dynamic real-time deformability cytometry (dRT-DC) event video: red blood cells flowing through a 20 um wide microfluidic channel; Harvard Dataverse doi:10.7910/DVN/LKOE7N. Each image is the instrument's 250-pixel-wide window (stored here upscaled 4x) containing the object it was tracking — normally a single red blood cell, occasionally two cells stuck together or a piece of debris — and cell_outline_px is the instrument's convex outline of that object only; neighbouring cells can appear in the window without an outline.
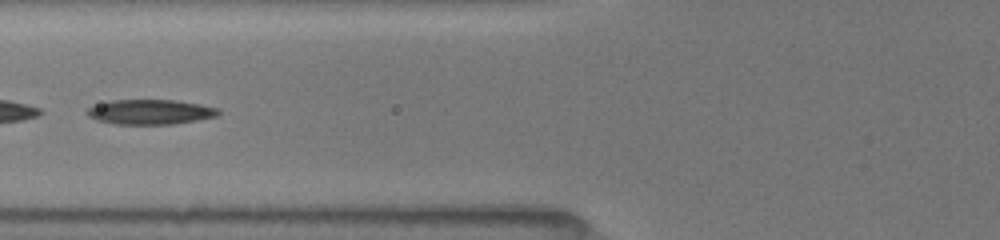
{"species": "common noctule bat (a hibernating species)", "species_latin": "Nyctalus noctula", "temperature_condition": "room temperature", "stored_images_in_passage": 17, "camera_frame_rate_fps": 3000, "um_per_image_px": 0.085, "animal": {"sex": "female", "body_mass_g": 19.5, "forearm_length_mm": 54.1}, "frame": {"image": 1, "passage_image": 7, "time_ms": 1.333, "image_size_px": [1000, 240], "cell_outline_px": [[220, 112], [216, 116], [196, 120], [172, 124], [116, 124], [96, 120], [88, 116], [84, 112], [88, 108], [108, 100], [176, 100], [200, 104], [220, 108]], "centroid_in_image_um": [12.75, 9.51], "position_along_channel_um": 113.0, "area_um2": 19.07}}
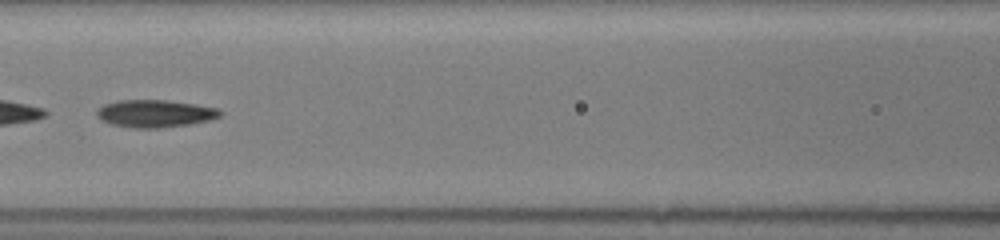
{"frame": {"image": 2, "passage_image": 12, "time_ms": 2.333, "image_size_px": [1000, 240], "cell_outline_px": [[224, 112], [220, 116], [208, 120], [188, 124], [160, 128], [132, 128], [112, 124], [100, 120], [96, 116], [96, 108], [104, 104], [116, 100], [168, 100], [196, 104], [220, 108]], "centroid_in_image_um": [13.15, 9.64], "position_along_channel_um": 153.4, "area_um2": 20.0}}
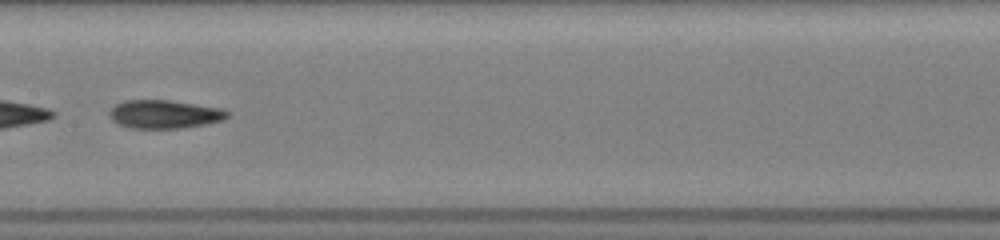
{"frame": {"image": 3, "passage_image": 16, "time_ms": 3.333, "image_size_px": [1000, 240], "cell_outline_px": [[228, 116], [224, 120], [208, 124], [180, 128], [128, 128], [116, 124], [108, 116], [108, 112], [116, 104], [124, 100], [168, 100], [224, 108], [228, 112]], "centroid_in_image_um": [13.96, 9.71], "position_along_channel_um": 193.4, "area_um2": 19.77}}